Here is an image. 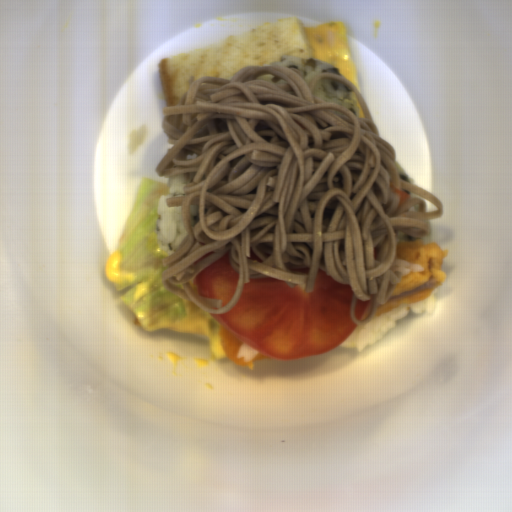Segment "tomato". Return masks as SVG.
Returning <instances> with one entry per match:
<instances>
[{
  "instance_id": "590e3db6",
  "label": "tomato",
  "mask_w": 512,
  "mask_h": 512,
  "mask_svg": "<svg viewBox=\"0 0 512 512\" xmlns=\"http://www.w3.org/2000/svg\"><path fill=\"white\" fill-rule=\"evenodd\" d=\"M374 304V298L362 301L357 298L355 305V316L357 320H364L370 314Z\"/></svg>"
},
{
  "instance_id": "da07e99c",
  "label": "tomato",
  "mask_w": 512,
  "mask_h": 512,
  "mask_svg": "<svg viewBox=\"0 0 512 512\" xmlns=\"http://www.w3.org/2000/svg\"><path fill=\"white\" fill-rule=\"evenodd\" d=\"M240 274L230 263L229 251L219 260L195 274L189 281L192 287H198L199 296L220 299L222 308L232 298L238 285Z\"/></svg>"
},
{
  "instance_id": "512abeb7",
  "label": "tomato",
  "mask_w": 512,
  "mask_h": 512,
  "mask_svg": "<svg viewBox=\"0 0 512 512\" xmlns=\"http://www.w3.org/2000/svg\"><path fill=\"white\" fill-rule=\"evenodd\" d=\"M251 275L235 306L210 313L219 329L277 360L327 354L358 328L351 315L354 290L319 269L314 288Z\"/></svg>"
}]
</instances>
